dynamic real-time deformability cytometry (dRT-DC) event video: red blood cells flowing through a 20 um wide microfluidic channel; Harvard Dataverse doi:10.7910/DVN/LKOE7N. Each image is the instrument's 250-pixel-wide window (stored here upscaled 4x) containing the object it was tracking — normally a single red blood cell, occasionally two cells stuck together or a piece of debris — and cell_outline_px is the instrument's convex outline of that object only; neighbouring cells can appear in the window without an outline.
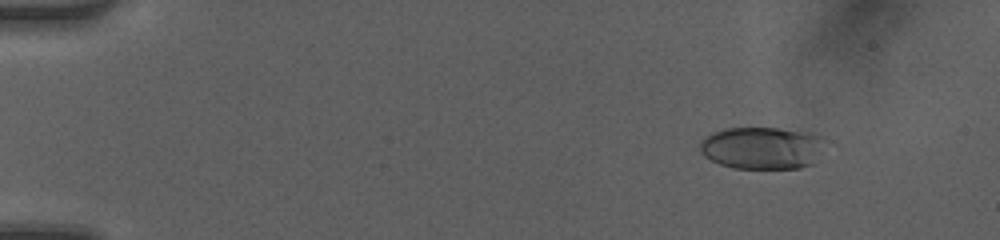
{"species": "human", "species_latin": "Homo sapiens", "temperature_condition": "room temperature", "stored_images_in_passage": 49, "camera_frame_rate_fps": 3000, "um_per_image_px": 0.085, "donor": {"sex": "female"}, "frame": {"image": 1, "passage_image": 6, "time_ms": 1.667, "image_size_px": [1000, 240], "cell_outline_px": [[828, 140], [812, 164], [800, 168], [732, 168], [720, 164], [704, 156], [700, 152], [700, 140], [704, 136], [712, 132], [724, 128], [776, 128], [816, 132], [824, 136]], "centroid_in_image_um": [64.81, 12.55], "position_along_channel_um": 20.2, "area_um2": 31.44}}
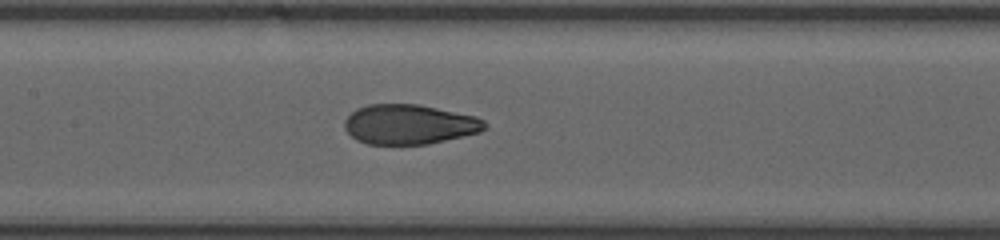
{"frame": {"image": 2, "passage_image": 25, "time_ms": 8.0, "image_size_px": [1000, 240], "cell_outline_px": [[488, 128], [480, 132], [428, 144], [368, 144], [356, 140], [344, 128], [344, 120], [356, 108], [368, 104], [416, 104], [476, 116], [484, 120], [488, 124]], "centroid_in_image_um": [34.79, 10.57], "position_along_channel_um": 172.6, "area_um2": 32.54}}
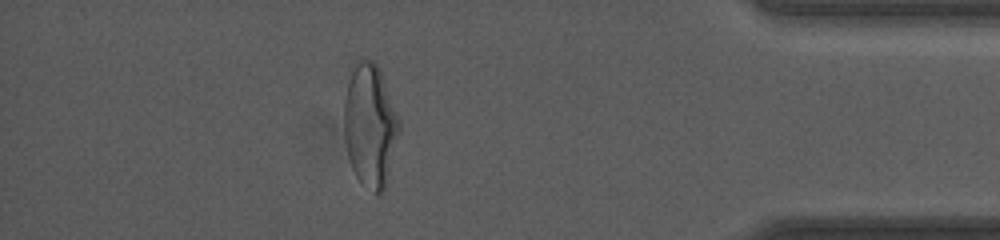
{"frame": {"image": 3, "passage_image": 44, "time_ms": 14.333, "image_size_px": [1000, 240], "cell_outline_px": [[400, 132], [384, 188], [380, 192], [376, 192], [360, 180], [356, 176], [352, 168], [348, 156], [344, 132], [344, 100], [348, 68], [356, 60], [372, 60], [376, 64], [380, 72], [400, 120]], "centroid_in_image_um": [31.42, 10.56], "position_along_channel_um": 403.8, "area_um2": 39.3}, "authors_computed_cell_mechanics": {"area_um2": 33.0616, "velocity_mm_per_s": 4.2078, "shape_relaxation_time_tau1_ms": 5.7973, "shape_relaxation_time_tau2_ms": 0.7368, "deformation_change_tau1": 0.2172, "deformation_change_tau2": 0.0638}}